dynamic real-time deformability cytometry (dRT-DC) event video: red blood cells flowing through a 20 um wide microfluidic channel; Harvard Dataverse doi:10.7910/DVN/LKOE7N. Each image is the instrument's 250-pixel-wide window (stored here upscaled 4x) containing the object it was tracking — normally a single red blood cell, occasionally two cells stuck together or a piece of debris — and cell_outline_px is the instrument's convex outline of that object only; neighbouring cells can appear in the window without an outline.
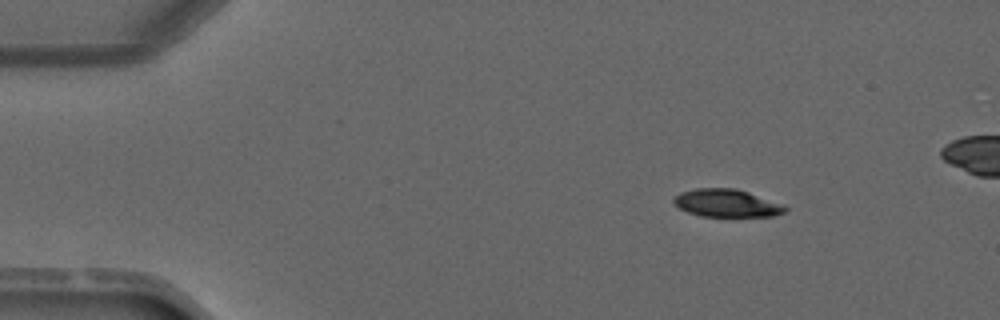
{"species": "common noctule bat (a hibernating species)", "species_latin": "Nyctalus noctula", "temperature_condition": "warm", "stored_images_in_passage": 4, "camera_frame_rate_fps": 3000, "um_per_image_px": 0.085, "animal": {"sex": "male", "forearm_length_mm": 52.5}, "frame": {"image": 1, "passage_image": 1, "time_ms": 0.0, "image_size_px": [1000, 320], "cell_outline_px": [[788, 208], [784, 212], [776, 216], [700, 216], [688, 212], [680, 208], [672, 200], [680, 192], [696, 188], [736, 188], [748, 192], [780, 204]], "centroid_in_image_um": [61.74, 17.26], "position_along_channel_um": 23.3, "area_um2": 17.74}}